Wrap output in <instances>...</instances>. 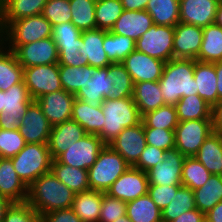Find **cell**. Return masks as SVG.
<instances>
[{
	"label": "cell",
	"instance_id": "cell-30",
	"mask_svg": "<svg viewBox=\"0 0 222 222\" xmlns=\"http://www.w3.org/2000/svg\"><path fill=\"white\" fill-rule=\"evenodd\" d=\"M87 134H98L103 129L105 116L102 108H93L80 99H75L72 109V117Z\"/></svg>",
	"mask_w": 222,
	"mask_h": 222
},
{
	"label": "cell",
	"instance_id": "cell-56",
	"mask_svg": "<svg viewBox=\"0 0 222 222\" xmlns=\"http://www.w3.org/2000/svg\"><path fill=\"white\" fill-rule=\"evenodd\" d=\"M41 222H82L72 208L58 209L40 216Z\"/></svg>",
	"mask_w": 222,
	"mask_h": 222
},
{
	"label": "cell",
	"instance_id": "cell-22",
	"mask_svg": "<svg viewBox=\"0 0 222 222\" xmlns=\"http://www.w3.org/2000/svg\"><path fill=\"white\" fill-rule=\"evenodd\" d=\"M28 187L17 175L12 160L0 157V196L10 203L26 202Z\"/></svg>",
	"mask_w": 222,
	"mask_h": 222
},
{
	"label": "cell",
	"instance_id": "cell-47",
	"mask_svg": "<svg viewBox=\"0 0 222 222\" xmlns=\"http://www.w3.org/2000/svg\"><path fill=\"white\" fill-rule=\"evenodd\" d=\"M122 12L121 0H97L95 5L97 29L111 30Z\"/></svg>",
	"mask_w": 222,
	"mask_h": 222
},
{
	"label": "cell",
	"instance_id": "cell-33",
	"mask_svg": "<svg viewBox=\"0 0 222 222\" xmlns=\"http://www.w3.org/2000/svg\"><path fill=\"white\" fill-rule=\"evenodd\" d=\"M51 172L74 193L90 190L88 170L71 167L70 165L62 164L53 160Z\"/></svg>",
	"mask_w": 222,
	"mask_h": 222
},
{
	"label": "cell",
	"instance_id": "cell-36",
	"mask_svg": "<svg viewBox=\"0 0 222 222\" xmlns=\"http://www.w3.org/2000/svg\"><path fill=\"white\" fill-rule=\"evenodd\" d=\"M193 191L196 208L206 214L222 201V175L211 174L203 186Z\"/></svg>",
	"mask_w": 222,
	"mask_h": 222
},
{
	"label": "cell",
	"instance_id": "cell-42",
	"mask_svg": "<svg viewBox=\"0 0 222 222\" xmlns=\"http://www.w3.org/2000/svg\"><path fill=\"white\" fill-rule=\"evenodd\" d=\"M71 22L81 31L97 29L95 5L97 0H69Z\"/></svg>",
	"mask_w": 222,
	"mask_h": 222
},
{
	"label": "cell",
	"instance_id": "cell-17",
	"mask_svg": "<svg viewBox=\"0 0 222 222\" xmlns=\"http://www.w3.org/2000/svg\"><path fill=\"white\" fill-rule=\"evenodd\" d=\"M108 145L130 166H134L147 145L142 121L138 125L124 128Z\"/></svg>",
	"mask_w": 222,
	"mask_h": 222
},
{
	"label": "cell",
	"instance_id": "cell-8",
	"mask_svg": "<svg viewBox=\"0 0 222 222\" xmlns=\"http://www.w3.org/2000/svg\"><path fill=\"white\" fill-rule=\"evenodd\" d=\"M33 101L24 80L5 91L3 111L0 113V128L19 129L23 115Z\"/></svg>",
	"mask_w": 222,
	"mask_h": 222
},
{
	"label": "cell",
	"instance_id": "cell-66",
	"mask_svg": "<svg viewBox=\"0 0 222 222\" xmlns=\"http://www.w3.org/2000/svg\"><path fill=\"white\" fill-rule=\"evenodd\" d=\"M7 207L8 206H0V222L3 221V216Z\"/></svg>",
	"mask_w": 222,
	"mask_h": 222
},
{
	"label": "cell",
	"instance_id": "cell-59",
	"mask_svg": "<svg viewBox=\"0 0 222 222\" xmlns=\"http://www.w3.org/2000/svg\"><path fill=\"white\" fill-rule=\"evenodd\" d=\"M123 10L138 11L145 10L148 5V0H121Z\"/></svg>",
	"mask_w": 222,
	"mask_h": 222
},
{
	"label": "cell",
	"instance_id": "cell-34",
	"mask_svg": "<svg viewBox=\"0 0 222 222\" xmlns=\"http://www.w3.org/2000/svg\"><path fill=\"white\" fill-rule=\"evenodd\" d=\"M178 122L211 120L212 107L198 94L182 97L175 105Z\"/></svg>",
	"mask_w": 222,
	"mask_h": 222
},
{
	"label": "cell",
	"instance_id": "cell-24",
	"mask_svg": "<svg viewBox=\"0 0 222 222\" xmlns=\"http://www.w3.org/2000/svg\"><path fill=\"white\" fill-rule=\"evenodd\" d=\"M113 88V80L108 77V68H95L87 87L82 88L75 95L93 108L100 107L104 99L109 98Z\"/></svg>",
	"mask_w": 222,
	"mask_h": 222
},
{
	"label": "cell",
	"instance_id": "cell-16",
	"mask_svg": "<svg viewBox=\"0 0 222 222\" xmlns=\"http://www.w3.org/2000/svg\"><path fill=\"white\" fill-rule=\"evenodd\" d=\"M21 121L19 132L27 144H48L52 126L36 101L29 105Z\"/></svg>",
	"mask_w": 222,
	"mask_h": 222
},
{
	"label": "cell",
	"instance_id": "cell-28",
	"mask_svg": "<svg viewBox=\"0 0 222 222\" xmlns=\"http://www.w3.org/2000/svg\"><path fill=\"white\" fill-rule=\"evenodd\" d=\"M195 158L215 175H222V133L213 132L200 146Z\"/></svg>",
	"mask_w": 222,
	"mask_h": 222
},
{
	"label": "cell",
	"instance_id": "cell-18",
	"mask_svg": "<svg viewBox=\"0 0 222 222\" xmlns=\"http://www.w3.org/2000/svg\"><path fill=\"white\" fill-rule=\"evenodd\" d=\"M75 99V95L61 89L42 95L35 101L41 107L43 114L53 127L71 119Z\"/></svg>",
	"mask_w": 222,
	"mask_h": 222
},
{
	"label": "cell",
	"instance_id": "cell-5",
	"mask_svg": "<svg viewBox=\"0 0 222 222\" xmlns=\"http://www.w3.org/2000/svg\"><path fill=\"white\" fill-rule=\"evenodd\" d=\"M130 167L109 145L99 152L96 162L88 169L90 190L106 193L110 186Z\"/></svg>",
	"mask_w": 222,
	"mask_h": 222
},
{
	"label": "cell",
	"instance_id": "cell-21",
	"mask_svg": "<svg viewBox=\"0 0 222 222\" xmlns=\"http://www.w3.org/2000/svg\"><path fill=\"white\" fill-rule=\"evenodd\" d=\"M86 134L84 128L73 119L53 126L48 140V148L53 160Z\"/></svg>",
	"mask_w": 222,
	"mask_h": 222
},
{
	"label": "cell",
	"instance_id": "cell-51",
	"mask_svg": "<svg viewBox=\"0 0 222 222\" xmlns=\"http://www.w3.org/2000/svg\"><path fill=\"white\" fill-rule=\"evenodd\" d=\"M126 215V202L102 192L99 222H114Z\"/></svg>",
	"mask_w": 222,
	"mask_h": 222
},
{
	"label": "cell",
	"instance_id": "cell-29",
	"mask_svg": "<svg viewBox=\"0 0 222 222\" xmlns=\"http://www.w3.org/2000/svg\"><path fill=\"white\" fill-rule=\"evenodd\" d=\"M24 79V68L19 64L13 51L0 41V90L8 91Z\"/></svg>",
	"mask_w": 222,
	"mask_h": 222
},
{
	"label": "cell",
	"instance_id": "cell-11",
	"mask_svg": "<svg viewBox=\"0 0 222 222\" xmlns=\"http://www.w3.org/2000/svg\"><path fill=\"white\" fill-rule=\"evenodd\" d=\"M104 146L105 144L97 134H86L55 160L71 167L88 170L96 162L98 154Z\"/></svg>",
	"mask_w": 222,
	"mask_h": 222
},
{
	"label": "cell",
	"instance_id": "cell-54",
	"mask_svg": "<svg viewBox=\"0 0 222 222\" xmlns=\"http://www.w3.org/2000/svg\"><path fill=\"white\" fill-rule=\"evenodd\" d=\"M164 153L165 150L147 144L143 152L140 154L138 162L133 167L147 172L158 162H163Z\"/></svg>",
	"mask_w": 222,
	"mask_h": 222
},
{
	"label": "cell",
	"instance_id": "cell-25",
	"mask_svg": "<svg viewBox=\"0 0 222 222\" xmlns=\"http://www.w3.org/2000/svg\"><path fill=\"white\" fill-rule=\"evenodd\" d=\"M47 0H0V32L12 21L42 14Z\"/></svg>",
	"mask_w": 222,
	"mask_h": 222
},
{
	"label": "cell",
	"instance_id": "cell-67",
	"mask_svg": "<svg viewBox=\"0 0 222 222\" xmlns=\"http://www.w3.org/2000/svg\"><path fill=\"white\" fill-rule=\"evenodd\" d=\"M201 222H211L206 216L201 220Z\"/></svg>",
	"mask_w": 222,
	"mask_h": 222
},
{
	"label": "cell",
	"instance_id": "cell-32",
	"mask_svg": "<svg viewBox=\"0 0 222 222\" xmlns=\"http://www.w3.org/2000/svg\"><path fill=\"white\" fill-rule=\"evenodd\" d=\"M82 41L85 45L86 56H88V65L94 68H105L112 64L103 49L104 30L83 31Z\"/></svg>",
	"mask_w": 222,
	"mask_h": 222
},
{
	"label": "cell",
	"instance_id": "cell-12",
	"mask_svg": "<svg viewBox=\"0 0 222 222\" xmlns=\"http://www.w3.org/2000/svg\"><path fill=\"white\" fill-rule=\"evenodd\" d=\"M148 175L130 166L106 191L111 197L129 202L148 194Z\"/></svg>",
	"mask_w": 222,
	"mask_h": 222
},
{
	"label": "cell",
	"instance_id": "cell-3",
	"mask_svg": "<svg viewBox=\"0 0 222 222\" xmlns=\"http://www.w3.org/2000/svg\"><path fill=\"white\" fill-rule=\"evenodd\" d=\"M105 116L103 129L97 134L105 145L112 142L124 128L138 125L142 117L132 97L106 98L101 103Z\"/></svg>",
	"mask_w": 222,
	"mask_h": 222
},
{
	"label": "cell",
	"instance_id": "cell-58",
	"mask_svg": "<svg viewBox=\"0 0 222 222\" xmlns=\"http://www.w3.org/2000/svg\"><path fill=\"white\" fill-rule=\"evenodd\" d=\"M204 216L205 214L203 212L195 208L193 210L184 212L183 214H181L180 216H178L175 220L171 222H201Z\"/></svg>",
	"mask_w": 222,
	"mask_h": 222
},
{
	"label": "cell",
	"instance_id": "cell-50",
	"mask_svg": "<svg viewBox=\"0 0 222 222\" xmlns=\"http://www.w3.org/2000/svg\"><path fill=\"white\" fill-rule=\"evenodd\" d=\"M2 222H41V218L27 202L10 203Z\"/></svg>",
	"mask_w": 222,
	"mask_h": 222
},
{
	"label": "cell",
	"instance_id": "cell-20",
	"mask_svg": "<svg viewBox=\"0 0 222 222\" xmlns=\"http://www.w3.org/2000/svg\"><path fill=\"white\" fill-rule=\"evenodd\" d=\"M220 1L221 0H180V22L202 28L214 24Z\"/></svg>",
	"mask_w": 222,
	"mask_h": 222
},
{
	"label": "cell",
	"instance_id": "cell-19",
	"mask_svg": "<svg viewBox=\"0 0 222 222\" xmlns=\"http://www.w3.org/2000/svg\"><path fill=\"white\" fill-rule=\"evenodd\" d=\"M202 38V27L179 22L174 27L173 58L196 60Z\"/></svg>",
	"mask_w": 222,
	"mask_h": 222
},
{
	"label": "cell",
	"instance_id": "cell-35",
	"mask_svg": "<svg viewBox=\"0 0 222 222\" xmlns=\"http://www.w3.org/2000/svg\"><path fill=\"white\" fill-rule=\"evenodd\" d=\"M214 63L222 60V27L211 24L203 28L201 48L196 59Z\"/></svg>",
	"mask_w": 222,
	"mask_h": 222
},
{
	"label": "cell",
	"instance_id": "cell-61",
	"mask_svg": "<svg viewBox=\"0 0 222 222\" xmlns=\"http://www.w3.org/2000/svg\"><path fill=\"white\" fill-rule=\"evenodd\" d=\"M215 72L217 75V93L219 100L222 99V60L215 62Z\"/></svg>",
	"mask_w": 222,
	"mask_h": 222
},
{
	"label": "cell",
	"instance_id": "cell-31",
	"mask_svg": "<svg viewBox=\"0 0 222 222\" xmlns=\"http://www.w3.org/2000/svg\"><path fill=\"white\" fill-rule=\"evenodd\" d=\"M102 192L88 190L75 194L72 209L82 222H99Z\"/></svg>",
	"mask_w": 222,
	"mask_h": 222
},
{
	"label": "cell",
	"instance_id": "cell-27",
	"mask_svg": "<svg viewBox=\"0 0 222 222\" xmlns=\"http://www.w3.org/2000/svg\"><path fill=\"white\" fill-rule=\"evenodd\" d=\"M132 98L141 117L158 109L160 106L166 105L158 81L134 83Z\"/></svg>",
	"mask_w": 222,
	"mask_h": 222
},
{
	"label": "cell",
	"instance_id": "cell-60",
	"mask_svg": "<svg viewBox=\"0 0 222 222\" xmlns=\"http://www.w3.org/2000/svg\"><path fill=\"white\" fill-rule=\"evenodd\" d=\"M205 216L211 222H222V201L218 202Z\"/></svg>",
	"mask_w": 222,
	"mask_h": 222
},
{
	"label": "cell",
	"instance_id": "cell-53",
	"mask_svg": "<svg viewBox=\"0 0 222 222\" xmlns=\"http://www.w3.org/2000/svg\"><path fill=\"white\" fill-rule=\"evenodd\" d=\"M182 185H153L149 184L148 194L153 200V202L159 207L162 211L169 203L172 201V198L175 196L177 190Z\"/></svg>",
	"mask_w": 222,
	"mask_h": 222
},
{
	"label": "cell",
	"instance_id": "cell-13",
	"mask_svg": "<svg viewBox=\"0 0 222 222\" xmlns=\"http://www.w3.org/2000/svg\"><path fill=\"white\" fill-rule=\"evenodd\" d=\"M13 52L23 68L58 64L59 51L52 37L20 45Z\"/></svg>",
	"mask_w": 222,
	"mask_h": 222
},
{
	"label": "cell",
	"instance_id": "cell-15",
	"mask_svg": "<svg viewBox=\"0 0 222 222\" xmlns=\"http://www.w3.org/2000/svg\"><path fill=\"white\" fill-rule=\"evenodd\" d=\"M185 156L176 148L166 150L163 162H158L147 171L149 184L182 185V166Z\"/></svg>",
	"mask_w": 222,
	"mask_h": 222
},
{
	"label": "cell",
	"instance_id": "cell-38",
	"mask_svg": "<svg viewBox=\"0 0 222 222\" xmlns=\"http://www.w3.org/2000/svg\"><path fill=\"white\" fill-rule=\"evenodd\" d=\"M180 0H148L146 11L154 24L175 27L180 22Z\"/></svg>",
	"mask_w": 222,
	"mask_h": 222
},
{
	"label": "cell",
	"instance_id": "cell-26",
	"mask_svg": "<svg viewBox=\"0 0 222 222\" xmlns=\"http://www.w3.org/2000/svg\"><path fill=\"white\" fill-rule=\"evenodd\" d=\"M194 80L198 95L211 107L218 101L217 75L215 72V62H200L195 60Z\"/></svg>",
	"mask_w": 222,
	"mask_h": 222
},
{
	"label": "cell",
	"instance_id": "cell-65",
	"mask_svg": "<svg viewBox=\"0 0 222 222\" xmlns=\"http://www.w3.org/2000/svg\"><path fill=\"white\" fill-rule=\"evenodd\" d=\"M114 222H132V221L127 217V215H125V216L119 217V219H117Z\"/></svg>",
	"mask_w": 222,
	"mask_h": 222
},
{
	"label": "cell",
	"instance_id": "cell-57",
	"mask_svg": "<svg viewBox=\"0 0 222 222\" xmlns=\"http://www.w3.org/2000/svg\"><path fill=\"white\" fill-rule=\"evenodd\" d=\"M211 121L213 131L222 133V99L212 106Z\"/></svg>",
	"mask_w": 222,
	"mask_h": 222
},
{
	"label": "cell",
	"instance_id": "cell-46",
	"mask_svg": "<svg viewBox=\"0 0 222 222\" xmlns=\"http://www.w3.org/2000/svg\"><path fill=\"white\" fill-rule=\"evenodd\" d=\"M211 173L199 162L195 156L185 157L182 166V186L195 190L203 186Z\"/></svg>",
	"mask_w": 222,
	"mask_h": 222
},
{
	"label": "cell",
	"instance_id": "cell-63",
	"mask_svg": "<svg viewBox=\"0 0 222 222\" xmlns=\"http://www.w3.org/2000/svg\"><path fill=\"white\" fill-rule=\"evenodd\" d=\"M4 92L0 90V113L3 111Z\"/></svg>",
	"mask_w": 222,
	"mask_h": 222
},
{
	"label": "cell",
	"instance_id": "cell-23",
	"mask_svg": "<svg viewBox=\"0 0 222 222\" xmlns=\"http://www.w3.org/2000/svg\"><path fill=\"white\" fill-rule=\"evenodd\" d=\"M153 24V19L146 10H123L110 31L137 41Z\"/></svg>",
	"mask_w": 222,
	"mask_h": 222
},
{
	"label": "cell",
	"instance_id": "cell-45",
	"mask_svg": "<svg viewBox=\"0 0 222 222\" xmlns=\"http://www.w3.org/2000/svg\"><path fill=\"white\" fill-rule=\"evenodd\" d=\"M143 128L175 130L178 118L175 105H163L142 116Z\"/></svg>",
	"mask_w": 222,
	"mask_h": 222
},
{
	"label": "cell",
	"instance_id": "cell-39",
	"mask_svg": "<svg viewBox=\"0 0 222 222\" xmlns=\"http://www.w3.org/2000/svg\"><path fill=\"white\" fill-rule=\"evenodd\" d=\"M94 69L90 65L81 67L59 66V75L63 90L76 95L80 89L87 87Z\"/></svg>",
	"mask_w": 222,
	"mask_h": 222
},
{
	"label": "cell",
	"instance_id": "cell-44",
	"mask_svg": "<svg viewBox=\"0 0 222 222\" xmlns=\"http://www.w3.org/2000/svg\"><path fill=\"white\" fill-rule=\"evenodd\" d=\"M107 68L108 77L113 80V88L109 92V98L122 99L132 97L134 83L125 67L121 63H112Z\"/></svg>",
	"mask_w": 222,
	"mask_h": 222
},
{
	"label": "cell",
	"instance_id": "cell-52",
	"mask_svg": "<svg viewBox=\"0 0 222 222\" xmlns=\"http://www.w3.org/2000/svg\"><path fill=\"white\" fill-rule=\"evenodd\" d=\"M146 143L162 150L175 148V130L144 128Z\"/></svg>",
	"mask_w": 222,
	"mask_h": 222
},
{
	"label": "cell",
	"instance_id": "cell-49",
	"mask_svg": "<svg viewBox=\"0 0 222 222\" xmlns=\"http://www.w3.org/2000/svg\"><path fill=\"white\" fill-rule=\"evenodd\" d=\"M42 15L51 23L52 27L61 23L71 22L70 1L47 0Z\"/></svg>",
	"mask_w": 222,
	"mask_h": 222
},
{
	"label": "cell",
	"instance_id": "cell-40",
	"mask_svg": "<svg viewBox=\"0 0 222 222\" xmlns=\"http://www.w3.org/2000/svg\"><path fill=\"white\" fill-rule=\"evenodd\" d=\"M133 39L104 30L103 49L112 63H121L136 49Z\"/></svg>",
	"mask_w": 222,
	"mask_h": 222
},
{
	"label": "cell",
	"instance_id": "cell-2",
	"mask_svg": "<svg viewBox=\"0 0 222 222\" xmlns=\"http://www.w3.org/2000/svg\"><path fill=\"white\" fill-rule=\"evenodd\" d=\"M194 68V59L173 58L165 63L158 81L165 104L176 105L182 97L198 94Z\"/></svg>",
	"mask_w": 222,
	"mask_h": 222
},
{
	"label": "cell",
	"instance_id": "cell-7",
	"mask_svg": "<svg viewBox=\"0 0 222 222\" xmlns=\"http://www.w3.org/2000/svg\"><path fill=\"white\" fill-rule=\"evenodd\" d=\"M174 27L153 24L136 42V50L167 62L173 59Z\"/></svg>",
	"mask_w": 222,
	"mask_h": 222
},
{
	"label": "cell",
	"instance_id": "cell-9",
	"mask_svg": "<svg viewBox=\"0 0 222 222\" xmlns=\"http://www.w3.org/2000/svg\"><path fill=\"white\" fill-rule=\"evenodd\" d=\"M213 132L211 120L178 122L175 128V148L185 157L195 156L205 139Z\"/></svg>",
	"mask_w": 222,
	"mask_h": 222
},
{
	"label": "cell",
	"instance_id": "cell-41",
	"mask_svg": "<svg viewBox=\"0 0 222 222\" xmlns=\"http://www.w3.org/2000/svg\"><path fill=\"white\" fill-rule=\"evenodd\" d=\"M55 43L59 51V66L81 67L88 65V56H86L85 45L82 41V33L74 41Z\"/></svg>",
	"mask_w": 222,
	"mask_h": 222
},
{
	"label": "cell",
	"instance_id": "cell-64",
	"mask_svg": "<svg viewBox=\"0 0 222 222\" xmlns=\"http://www.w3.org/2000/svg\"><path fill=\"white\" fill-rule=\"evenodd\" d=\"M10 202L4 197L0 196V206H9Z\"/></svg>",
	"mask_w": 222,
	"mask_h": 222
},
{
	"label": "cell",
	"instance_id": "cell-14",
	"mask_svg": "<svg viewBox=\"0 0 222 222\" xmlns=\"http://www.w3.org/2000/svg\"><path fill=\"white\" fill-rule=\"evenodd\" d=\"M165 63L136 49L121 62L131 75L133 83L159 81Z\"/></svg>",
	"mask_w": 222,
	"mask_h": 222
},
{
	"label": "cell",
	"instance_id": "cell-48",
	"mask_svg": "<svg viewBox=\"0 0 222 222\" xmlns=\"http://www.w3.org/2000/svg\"><path fill=\"white\" fill-rule=\"evenodd\" d=\"M26 145L19 129L4 130L0 128V157L13 158Z\"/></svg>",
	"mask_w": 222,
	"mask_h": 222
},
{
	"label": "cell",
	"instance_id": "cell-55",
	"mask_svg": "<svg viewBox=\"0 0 222 222\" xmlns=\"http://www.w3.org/2000/svg\"><path fill=\"white\" fill-rule=\"evenodd\" d=\"M81 33L72 22L61 23L52 28V38L54 42L74 41L81 36Z\"/></svg>",
	"mask_w": 222,
	"mask_h": 222
},
{
	"label": "cell",
	"instance_id": "cell-62",
	"mask_svg": "<svg viewBox=\"0 0 222 222\" xmlns=\"http://www.w3.org/2000/svg\"><path fill=\"white\" fill-rule=\"evenodd\" d=\"M214 24L222 27V1L218 5Z\"/></svg>",
	"mask_w": 222,
	"mask_h": 222
},
{
	"label": "cell",
	"instance_id": "cell-4",
	"mask_svg": "<svg viewBox=\"0 0 222 222\" xmlns=\"http://www.w3.org/2000/svg\"><path fill=\"white\" fill-rule=\"evenodd\" d=\"M52 28L42 14L23 17L10 22L0 32V41L10 51H14L20 45L52 37Z\"/></svg>",
	"mask_w": 222,
	"mask_h": 222
},
{
	"label": "cell",
	"instance_id": "cell-6",
	"mask_svg": "<svg viewBox=\"0 0 222 222\" xmlns=\"http://www.w3.org/2000/svg\"><path fill=\"white\" fill-rule=\"evenodd\" d=\"M11 160L17 175L27 187L41 175L49 173L53 162L48 144L26 143Z\"/></svg>",
	"mask_w": 222,
	"mask_h": 222
},
{
	"label": "cell",
	"instance_id": "cell-37",
	"mask_svg": "<svg viewBox=\"0 0 222 222\" xmlns=\"http://www.w3.org/2000/svg\"><path fill=\"white\" fill-rule=\"evenodd\" d=\"M126 215L132 222H160L162 214L149 194L126 203Z\"/></svg>",
	"mask_w": 222,
	"mask_h": 222
},
{
	"label": "cell",
	"instance_id": "cell-43",
	"mask_svg": "<svg viewBox=\"0 0 222 222\" xmlns=\"http://www.w3.org/2000/svg\"><path fill=\"white\" fill-rule=\"evenodd\" d=\"M196 208L194 191L188 187L181 186L172 201L162 211V220L171 222L178 216Z\"/></svg>",
	"mask_w": 222,
	"mask_h": 222
},
{
	"label": "cell",
	"instance_id": "cell-10",
	"mask_svg": "<svg viewBox=\"0 0 222 222\" xmlns=\"http://www.w3.org/2000/svg\"><path fill=\"white\" fill-rule=\"evenodd\" d=\"M23 80L34 101L42 95L63 89L59 75V64L26 67Z\"/></svg>",
	"mask_w": 222,
	"mask_h": 222
},
{
	"label": "cell",
	"instance_id": "cell-1",
	"mask_svg": "<svg viewBox=\"0 0 222 222\" xmlns=\"http://www.w3.org/2000/svg\"><path fill=\"white\" fill-rule=\"evenodd\" d=\"M75 194L50 171L28 186L26 202L41 216L54 210L71 208Z\"/></svg>",
	"mask_w": 222,
	"mask_h": 222
}]
</instances>
